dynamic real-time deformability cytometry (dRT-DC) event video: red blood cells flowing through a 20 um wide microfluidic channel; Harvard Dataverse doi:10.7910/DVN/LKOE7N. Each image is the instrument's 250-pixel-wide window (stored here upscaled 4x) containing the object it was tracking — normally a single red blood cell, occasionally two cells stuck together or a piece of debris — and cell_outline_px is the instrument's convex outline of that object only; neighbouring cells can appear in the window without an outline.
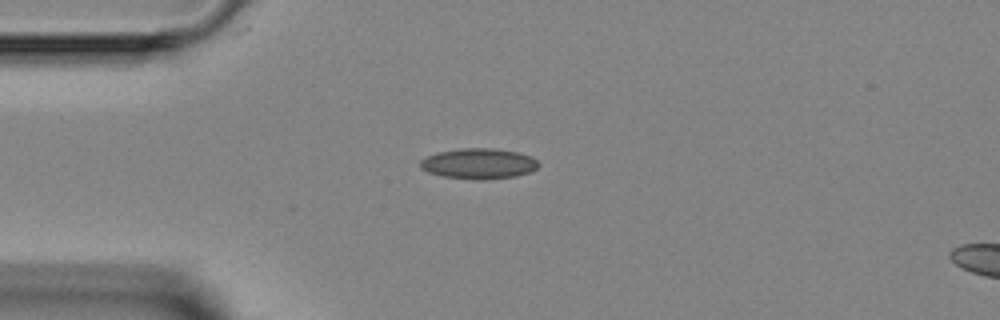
{"species": "Egyptian fruit bat (a non-hibernating species)", "species_latin": "Rousettus aegyptiacus", "temperature_condition": "room temperature", "stored_images_in_passage": 4, "segment_of_instrument_passage": [1, 2], "camera_frame_rate_fps": 3000, "um_per_image_px": 0.085, "animal": {"sex": "female"}, "frame": {"image": 1, "passage_image": 3, "time_ms": 2.333, "image_size_px": [1000, 320], "cell_outline_px": [[540, 164], [536, 168], [528, 172], [516, 176], [444, 176], [428, 172], [420, 168], [420, 160], [436, 152], [460, 148], [496, 148], [520, 152], [532, 156]], "centroid_in_image_um": [40.69, 13.83], "position_along_channel_um": 44.3, "area_um2": 20.06}}